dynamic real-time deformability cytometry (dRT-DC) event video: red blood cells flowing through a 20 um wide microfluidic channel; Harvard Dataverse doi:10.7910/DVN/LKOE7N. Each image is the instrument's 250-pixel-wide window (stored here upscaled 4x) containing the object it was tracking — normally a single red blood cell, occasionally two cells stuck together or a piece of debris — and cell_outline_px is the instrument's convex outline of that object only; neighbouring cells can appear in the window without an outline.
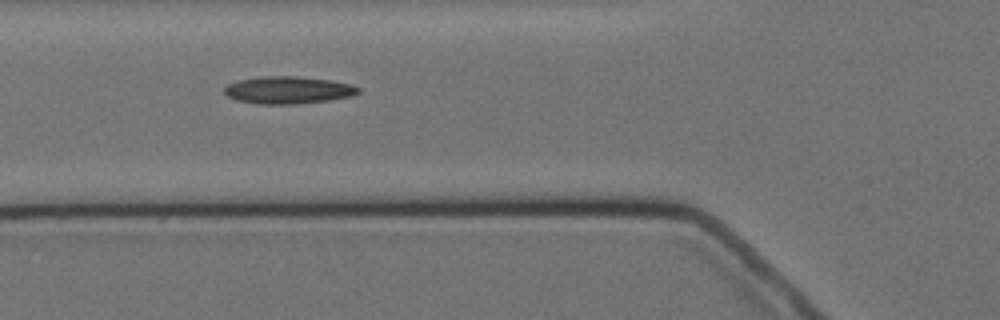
{"species": "Egyptian fruit bat (a non-hibernating species)", "species_latin": "Rousettus aegyptiacus", "temperature_condition": "cold", "stored_images_in_passage": 13, "camera_frame_rate_fps": 3000, "um_per_image_px": 0.085, "animal": {"sex": "female"}, "frame": {"image": 1, "passage_image": 4, "time_ms": 4.333, "image_size_px": [1000, 320], "cell_outline_px": [[360, 92], [352, 96], [328, 100], [296, 104], [256, 104], [236, 100], [228, 96], [224, 92], [224, 88], [228, 84], [240, 80], [260, 76], [296, 76], [332, 80], [352, 84], [360, 88]], "centroid_in_image_um": [24.51, 7.65], "position_along_channel_um": 101.3, "area_um2": 21.44}}
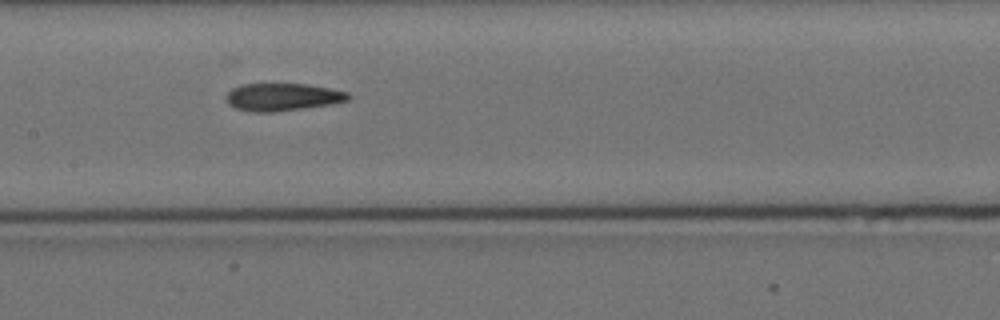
{"frame": {"image": 2, "passage_image": 6, "time_ms": 6.667, "image_size_px": [1000, 320], "cell_outline_px": [[352, 96], [348, 100], [332, 104], [272, 112], [256, 112], [236, 108], [228, 104], [228, 92], [232, 88], [240, 84], [308, 84], [348, 92]], "centroid_in_image_um": [24.04, 8.24], "position_along_channel_um": 183.4, "area_um2": 19.42}}
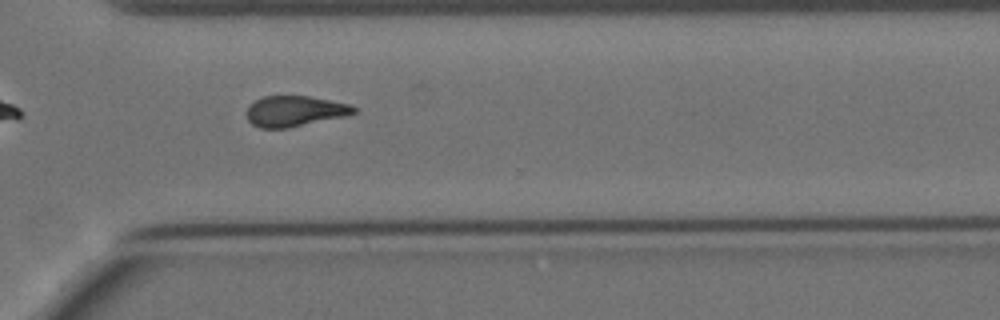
{"frame": {"image": 3, "passage_image": 10, "time_ms": 11.333, "image_size_px": [1000, 320], "cell_outline_px": [[356, 112], [348, 116], [288, 128], [260, 128], [252, 124], [248, 120], [244, 112], [248, 104], [264, 96], [308, 96], [348, 104], [356, 108]], "centroid_in_image_um": [25.01, 9.46], "position_along_channel_um": 345.6, "area_um2": 19.31}, "authors_computed_cell_mechanics": {"area_um2": 20.2878, "velocity_mm_per_s": 3.4885, "shape_relaxation_time_tau1_ms": null, "shape_relaxation_time_tau2_ms": 2.9227, "deformation_change_tau1": null, "deformation_change_tau2": 0.0768}}